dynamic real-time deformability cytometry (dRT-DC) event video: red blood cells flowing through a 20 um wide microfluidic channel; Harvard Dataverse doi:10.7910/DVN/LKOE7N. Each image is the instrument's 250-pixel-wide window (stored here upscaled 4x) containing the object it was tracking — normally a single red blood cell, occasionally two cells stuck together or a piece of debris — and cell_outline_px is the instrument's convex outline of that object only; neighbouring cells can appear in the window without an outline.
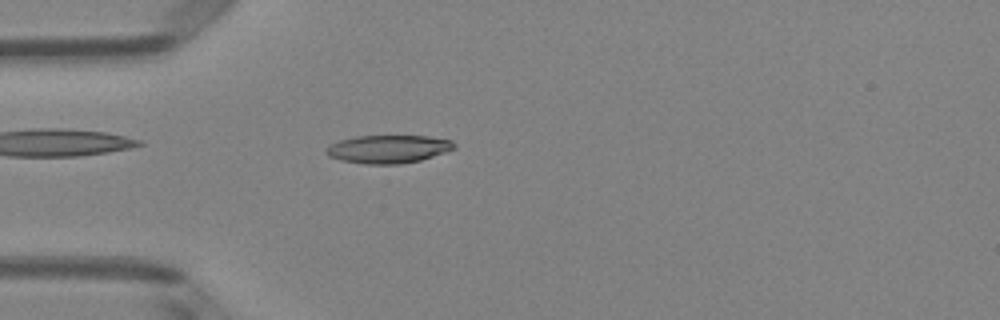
{"species": "Egyptian fruit bat (a non-hibernating species)", "species_latin": "Rousettus aegyptiacus", "temperature_condition": "room temperature", "stored_images_in_passage": 5, "camera_frame_rate_fps": 3000, "um_per_image_px": 0.085, "animal": {"sex": "female"}, "frame": {"image": 1, "passage_image": 5, "time_ms": 1.333, "image_size_px": [1000, 320], "cell_outline_px": [[456, 148], [420, 160], [400, 164], [364, 164], [340, 160], [328, 156], [324, 152], [332, 144], [340, 140], [356, 136], [428, 136], [452, 140], [456, 144]], "centroid_in_image_um": [33.0, 12.67], "position_along_channel_um": 52.0, "area_um2": 20.87}}